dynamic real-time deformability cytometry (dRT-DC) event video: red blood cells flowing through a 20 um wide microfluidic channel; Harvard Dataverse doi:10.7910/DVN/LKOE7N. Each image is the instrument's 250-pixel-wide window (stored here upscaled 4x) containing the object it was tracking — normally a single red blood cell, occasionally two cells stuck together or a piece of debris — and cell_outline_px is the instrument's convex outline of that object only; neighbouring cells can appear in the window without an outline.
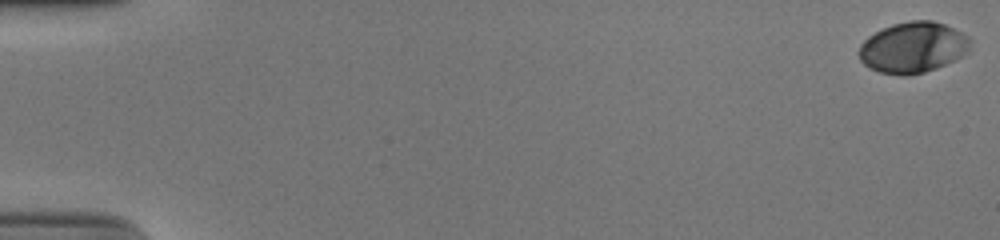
{"species": "human", "species_latin": "Homo sapiens", "temperature_condition": "cold", "stored_images_in_passage": 51, "camera_frame_rate_fps": 3000, "um_per_image_px": 0.085, "donor": {"sex": "male"}, "frame": {"image": 1, "passage_image": 1, "time_ms": 0.0, "image_size_px": [1000, 240], "cell_outline_px": [[972, 40], [968, 52], [964, 56], [956, 60], [936, 68], [924, 72], [908, 76], [900, 76], [880, 72], [868, 68], [860, 60], [860, 44], [868, 36], [892, 24], [912, 20], [932, 20], [944, 24], [968, 36]], "centroid_in_image_um": [77.62, 4.04], "position_along_channel_um": 7.4, "area_um2": 33.18}}
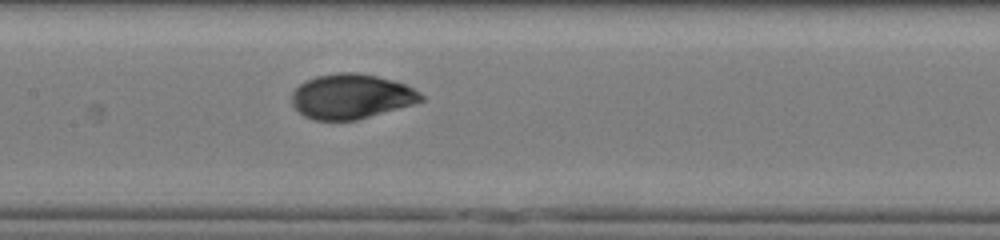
{"frame": {"image": 2, "passage_image": 28, "time_ms": 9.0, "image_size_px": [1000, 240], "cell_outline_px": [[424, 100], [412, 104], [356, 120], [316, 120], [304, 116], [292, 104], [292, 92], [300, 84], [316, 76], [340, 72], [356, 72], [376, 76], [392, 80], [404, 84], [420, 92], [424, 96]], "centroid_in_image_um": [29.85, 8.19], "position_along_channel_um": 177.6, "area_um2": 33.41}}
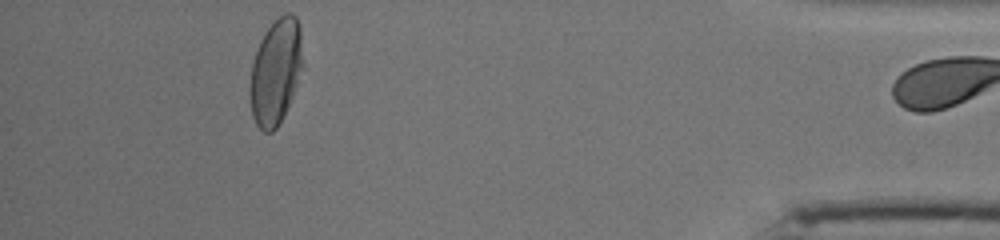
{"frame": {"image": 3, "passage_image": 50, "time_ms": 16.333, "image_size_px": [1000, 240], "cell_outline_px": [[304, 64], [292, 96], [276, 128], [272, 132], [264, 132], [256, 124], [252, 116], [248, 92], [248, 88], [252, 64], [260, 40], [264, 32], [284, 12], [292, 12], [296, 16], [300, 24]], "centroid_in_image_um": [23.43, 6.06], "position_along_channel_um": 411.8, "area_um2": 32.77}, "authors_computed_cell_mechanics": {"area_um2": 32.946, "velocity_mm_per_s": 3.8941, "shape_relaxation_time_tau1_ms": 3.7428, "shape_relaxation_time_tau2_ms": null, "deformation_change_tau1": 0.1499, "deformation_change_tau2": null}}